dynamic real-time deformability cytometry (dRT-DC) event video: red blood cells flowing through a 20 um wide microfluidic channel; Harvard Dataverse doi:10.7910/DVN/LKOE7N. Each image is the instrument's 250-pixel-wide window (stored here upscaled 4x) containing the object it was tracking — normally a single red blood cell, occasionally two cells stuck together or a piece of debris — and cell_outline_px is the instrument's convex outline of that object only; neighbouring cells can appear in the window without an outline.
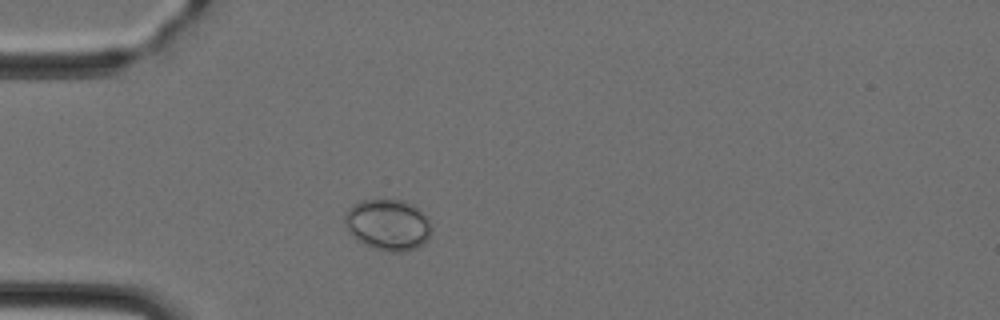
{"species": "Egyptian fruit bat (a non-hibernating species)", "species_latin": "Rousettus aegyptiacus", "temperature_condition": "cold", "stored_images_in_passage": 42, "camera_frame_rate_fps": 3000, "um_per_image_px": 0.085, "animal": {"sex": "female"}, "frame": {"image": 1, "passage_image": 7, "time_ms": 2.0, "image_size_px": [1000, 320], "cell_outline_px": [[432, 228], [428, 240], [416, 248], [400, 252], [392, 252], [372, 248], [356, 240], [348, 232], [344, 224], [344, 216], [348, 208], [352, 204], [360, 200], [400, 200], [412, 204], [420, 208], [428, 216]], "centroid_in_image_um": [32.97, 19.1], "position_along_channel_um": 52.0, "area_um2": 26.3}}
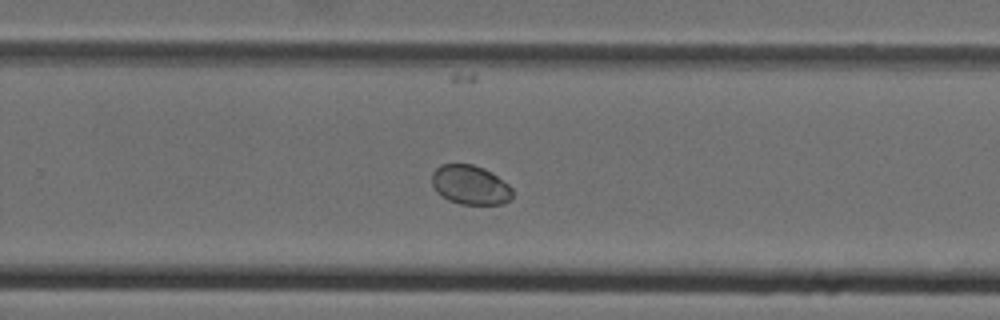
{"frame": {"image": 2, "passage_image": 25, "time_ms": 8.0, "image_size_px": [1000, 320], "cell_outline_px": [[512, 196], [504, 204], [460, 204], [448, 200], [440, 196], [436, 192], [432, 184], [432, 172], [440, 164], [472, 164], [484, 168], [508, 184], [512, 188]], "centroid_in_image_um": [39.94, 15.72], "position_along_channel_um": 289.9, "area_um2": 18.5}}
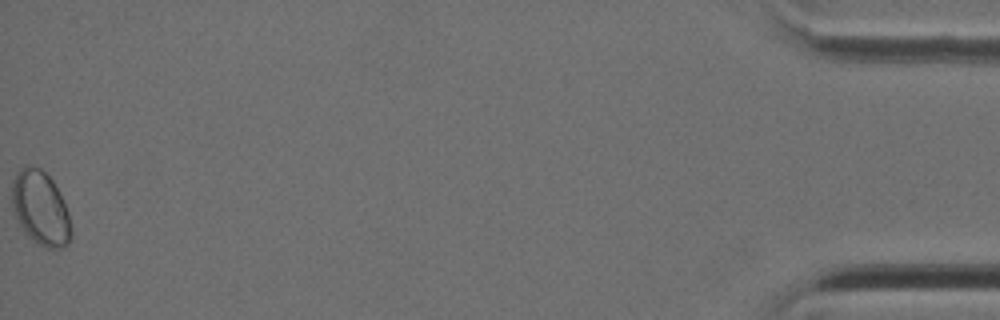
{"frame": {"image": 3, "passage_image": 42, "time_ms": 13.667, "image_size_px": [1000, 320], "cell_outline_px": [[72, 240], [64, 248], [48, 248], [32, 240], [24, 232], [12, 208], [12, 180], [20, 168], [24, 164], [40, 168], [52, 180], [68, 212], [72, 228]], "centroid_in_image_um": [3.45, 17.71], "position_along_channel_um": 431.8, "area_um2": 25.55}}